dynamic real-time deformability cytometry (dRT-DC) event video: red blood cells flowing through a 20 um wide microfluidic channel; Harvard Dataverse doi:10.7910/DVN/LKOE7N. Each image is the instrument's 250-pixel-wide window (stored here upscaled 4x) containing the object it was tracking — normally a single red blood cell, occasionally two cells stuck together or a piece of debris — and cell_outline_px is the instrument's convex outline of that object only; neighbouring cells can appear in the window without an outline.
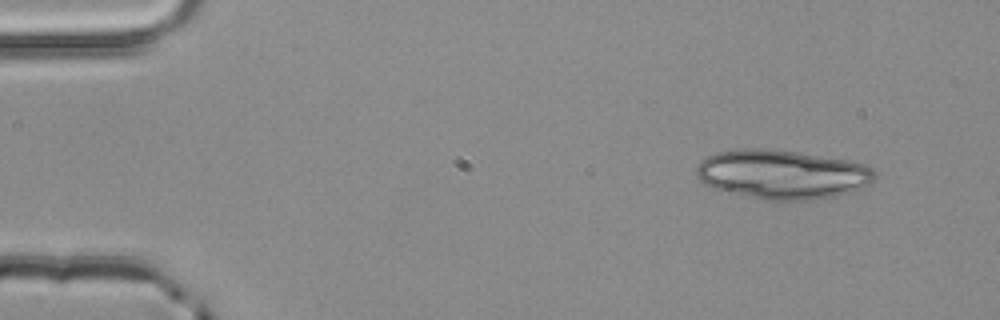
{"species": "common noctule bat (a hibernating species)", "species_latin": "Nyctalus noctula", "temperature_condition": "room temperature", "stored_images_in_passage": 3, "camera_frame_rate_fps": 3000, "um_per_image_px": 0.085, "animal": {"sex": "male", "body_mass_g": 20.4}, "frame": {"image": 1, "passage_image": 1, "time_ms": 0.0, "image_size_px": [1000, 320], "cell_outline_px": [[876, 180], [872, 184], [836, 196], [808, 200], [760, 200], [712, 188], [704, 184], [696, 176], [696, 168], [700, 160], [716, 152], [740, 148], [764, 148], [796, 152], [848, 160], [864, 164], [872, 168], [876, 172]], "centroid_in_image_um": [66.47, 14.82], "position_along_channel_um": 18.5, "area_um2": 51.56}}